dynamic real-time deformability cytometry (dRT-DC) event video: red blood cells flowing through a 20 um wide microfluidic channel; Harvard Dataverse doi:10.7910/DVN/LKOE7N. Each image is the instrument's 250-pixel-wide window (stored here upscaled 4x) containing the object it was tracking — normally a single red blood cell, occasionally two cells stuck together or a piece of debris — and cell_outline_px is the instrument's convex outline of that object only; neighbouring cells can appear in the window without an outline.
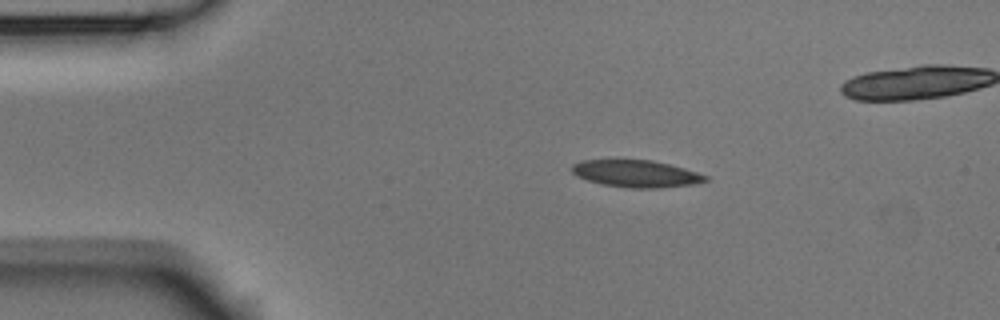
{"species": "Egyptian fruit bat (a non-hibernating species)", "species_latin": "Rousettus aegyptiacus", "temperature_condition": "room temperature", "stored_images_in_passage": 4, "camera_frame_rate_fps": 3000, "um_per_image_px": 0.085, "animal": {"sex": "male"}, "frame": {"image": 1, "passage_image": 2, "time_ms": 0.333, "image_size_px": [1000, 320], "cell_outline_px": [[708, 180], [692, 184], [660, 188], [628, 188], [604, 184], [588, 180], [576, 176], [572, 172], [572, 164], [580, 160], [652, 160], [684, 168], [708, 176]], "centroid_in_image_um": [54.05, 14.76], "position_along_channel_um": 30.9, "area_um2": 20.92}}